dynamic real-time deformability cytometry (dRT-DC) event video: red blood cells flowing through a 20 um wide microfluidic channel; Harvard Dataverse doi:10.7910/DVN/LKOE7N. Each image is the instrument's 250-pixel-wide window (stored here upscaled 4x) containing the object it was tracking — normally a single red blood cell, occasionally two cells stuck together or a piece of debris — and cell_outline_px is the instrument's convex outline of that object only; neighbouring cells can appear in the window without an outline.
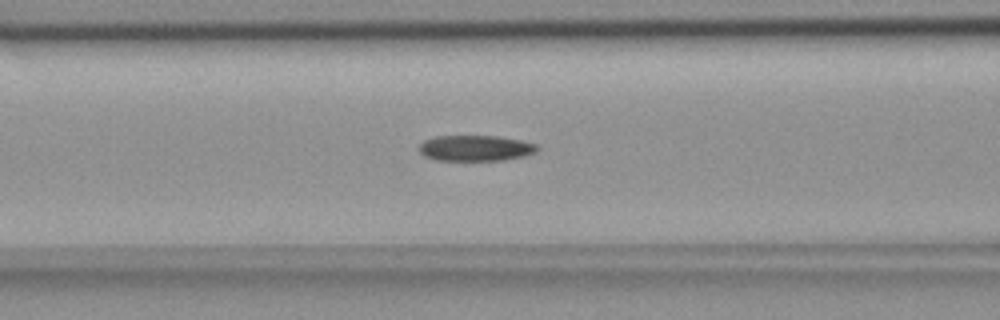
{"species": "common noctule bat (a hibernating species)", "species_latin": "Nyctalus noctula", "temperature_condition": "room temperature", "stored_images_in_passage": 40, "camera_frame_rate_fps": 3000, "um_per_image_px": 0.085, "animal": {"sex": "female", "body_mass_g": 18.4}, "frame": {"image": 1, "passage_image": 14, "time_ms": 4.333, "image_size_px": [1000, 320], "cell_outline_px": [[540, 148], [536, 152], [524, 156], [504, 160], [436, 160], [424, 156], [420, 152], [420, 144], [424, 140], [436, 136], [496, 136], [520, 140], [536, 144]], "centroid_in_image_um": [40.43, 12.59], "position_along_channel_um": 126.2, "area_um2": 17.69}}
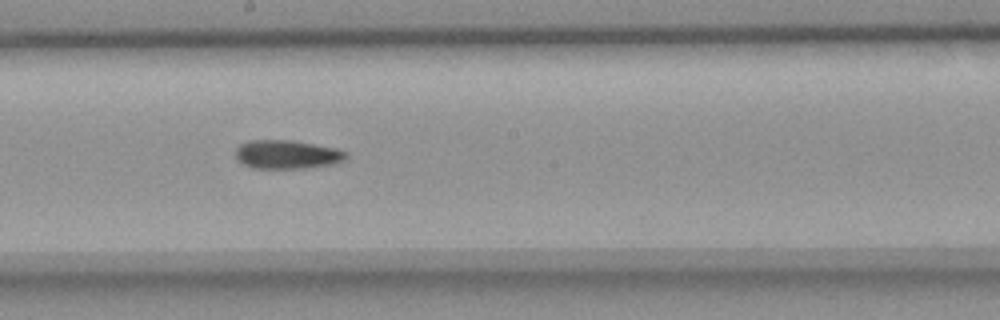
{"frame": {"image": 2, "passage_image": 22, "time_ms": 7.0, "image_size_px": [1000, 320], "cell_outline_px": [[348, 156], [344, 160], [336, 164], [304, 168], [252, 168], [236, 160], [236, 148], [240, 144], [248, 140], [288, 140], [336, 148], [348, 152]], "centroid_in_image_um": [24.4, 13.13], "position_along_channel_um": 223.8, "area_um2": 18.55}}
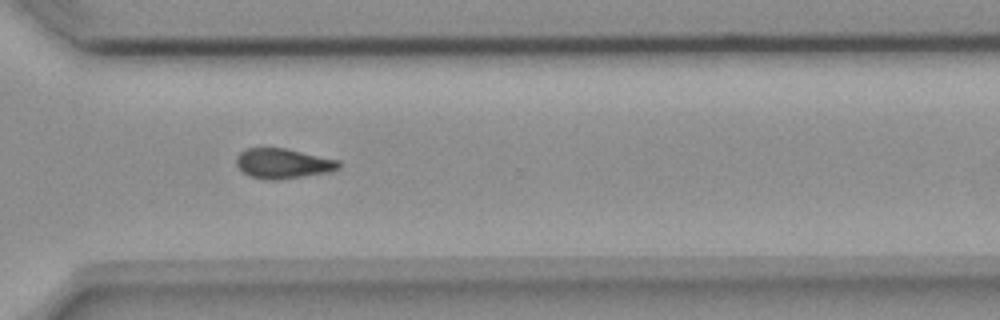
{"frame": {"image": 3, "passage_image": 32, "time_ms": 10.333, "image_size_px": [1000, 320], "cell_outline_px": [[340, 168], [332, 172], [280, 180], [264, 180], [248, 176], [236, 164], [236, 156], [244, 148], [284, 148], [340, 160]], "centroid_in_image_um": [24.07, 13.91], "position_along_channel_um": 346.5, "area_um2": 18.21}, "authors_computed_cell_mechanics": {"area_um2": 18.5249, "velocity_mm_per_s": 3.6845, "shape_relaxation_time_tau1_ms": null, "shape_relaxation_time_tau2_ms": 10.5044, "deformation_change_tau1": null, "deformation_change_tau2": 0.1768}}